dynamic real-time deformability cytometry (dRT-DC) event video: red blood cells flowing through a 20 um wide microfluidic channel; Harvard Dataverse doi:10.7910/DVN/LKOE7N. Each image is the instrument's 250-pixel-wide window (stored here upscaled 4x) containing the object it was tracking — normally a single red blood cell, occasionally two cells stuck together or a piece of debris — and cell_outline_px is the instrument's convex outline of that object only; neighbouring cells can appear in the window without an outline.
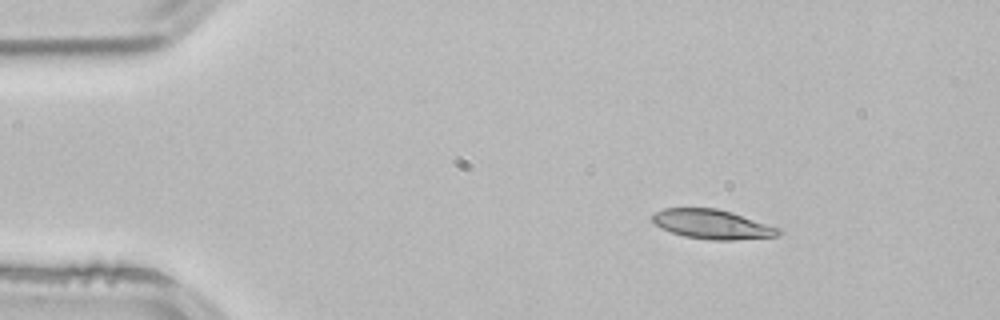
{"species": "common noctule bat (a hibernating species)", "species_latin": "Nyctalus noctula", "temperature_condition": "room temperature", "stored_images_in_passage": 2, "camera_frame_rate_fps": 3000, "um_per_image_px": 0.085, "animal": {"sex": "male", "body_mass_g": 21.5, "forearm_length_mm": 52.0}, "frame": {"image": 1, "passage_image": 1, "time_ms": 0.0, "image_size_px": [1000, 320], "cell_outline_px": [[784, 232], [776, 236], [732, 240], [712, 240], [684, 236], [660, 228], [652, 220], [652, 216], [656, 212], [664, 208], [716, 208], [732, 212], [784, 228]], "centroid_in_image_um": [60.62, 19.06], "position_along_channel_um": 24.4, "area_um2": 21.79}}